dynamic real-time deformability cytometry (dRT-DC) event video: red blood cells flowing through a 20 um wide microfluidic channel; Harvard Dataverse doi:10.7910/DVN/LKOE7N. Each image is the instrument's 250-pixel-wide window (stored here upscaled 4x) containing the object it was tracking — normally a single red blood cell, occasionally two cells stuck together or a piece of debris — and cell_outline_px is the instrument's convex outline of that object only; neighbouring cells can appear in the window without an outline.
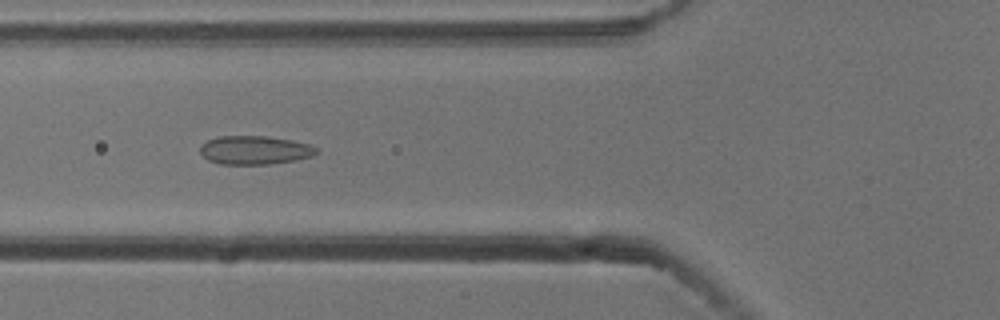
{"species": "common noctule bat (a hibernating species)", "species_latin": "Nyctalus noctula", "temperature_condition": "cold", "stored_images_in_passage": 55, "camera_frame_rate_fps": 3000, "um_per_image_px": 0.085, "animal": {"sex": "male", "body_mass_g": 13.3}, "frame": {"image": 1, "passage_image": 20, "time_ms": 6.333, "image_size_px": [1000, 320], "cell_outline_px": [[320, 152], [312, 156], [296, 160], [268, 164], [220, 164], [208, 160], [200, 152], [200, 144], [208, 140], [220, 136], [264, 136], [292, 140], [308, 144], [316, 148]], "centroid_in_image_um": [21.65, 12.76], "position_along_channel_um": 104.2, "area_um2": 19.36}}
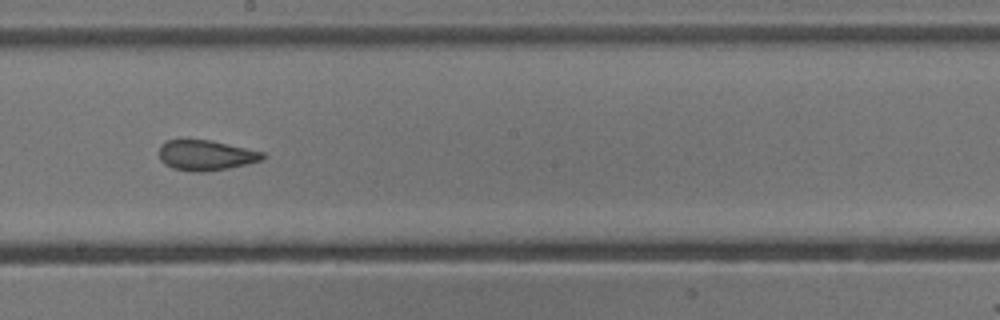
{"frame": {"image": 2, "passage_image": 30, "time_ms": 9.667, "image_size_px": [1000, 320], "cell_outline_px": [[268, 156], [264, 160], [248, 164], [228, 168], [204, 172], [196, 172], [172, 168], [164, 164], [160, 160], [160, 144], [164, 140], [212, 140], [264, 152]], "centroid_in_image_um": [17.53, 13.2], "position_along_channel_um": 230.7, "area_um2": 18.5}}
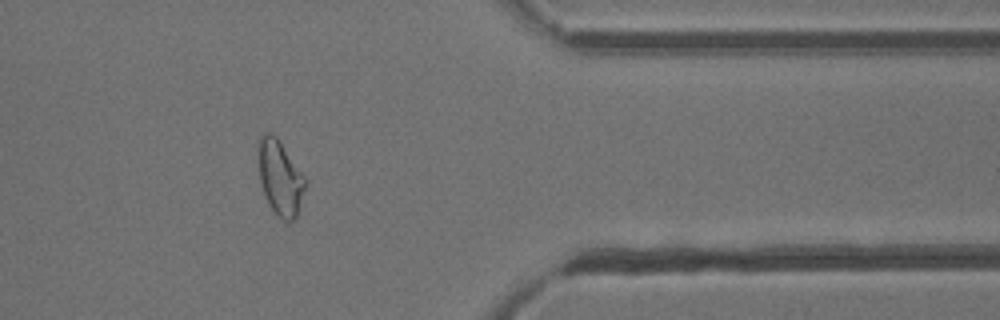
{"frame": {"image": 3, "passage_image": 44, "time_ms": 14.333, "image_size_px": [1000, 320], "cell_outline_px": [[308, 184], [296, 216], [292, 220], [284, 220], [268, 204], [260, 184], [260, 136], [264, 132], [272, 132], [280, 140], [308, 180]], "centroid_in_image_um": [23.86, 15.08], "position_along_channel_um": 387.5, "area_um2": 20.35}, "authors_computed_cell_mechanics": {"area_um2": 20.4034, "velocity_mm_per_s": 3.7809, "shape_relaxation_time_tau1_ms": null, "shape_relaxation_time_tau2_ms": 1.0618, "deformation_change_tau1": null, "deformation_change_tau2": 0.0742}}